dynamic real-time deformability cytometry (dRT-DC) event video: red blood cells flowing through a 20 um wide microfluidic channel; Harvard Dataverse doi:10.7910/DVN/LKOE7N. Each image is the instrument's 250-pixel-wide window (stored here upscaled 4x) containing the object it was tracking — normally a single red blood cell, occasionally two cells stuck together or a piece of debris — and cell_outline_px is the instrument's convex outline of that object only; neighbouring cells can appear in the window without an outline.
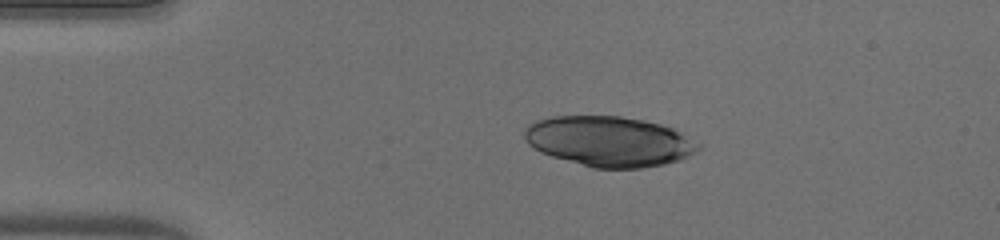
{"species": "human", "species_latin": "Homo sapiens", "temperature_condition": "warm", "stored_images_in_passage": 40, "camera_frame_rate_fps": 3000, "um_per_image_px": 0.085, "donor": {"sex": "male"}, "frame": {"image": 1, "passage_image": 1, "time_ms": 0.0, "image_size_px": [1000, 240], "cell_outline_px": [[704, 148], [680, 160], [664, 164], [640, 168], [592, 168], [552, 156], [540, 152], [528, 144], [524, 136], [524, 128], [528, 124], [536, 120], [552, 116], [620, 116], [644, 120], [660, 124], [672, 128], [704, 144]], "centroid_in_image_um": [51.81, 12.01], "position_along_channel_um": 33.2, "area_um2": 51.27}}
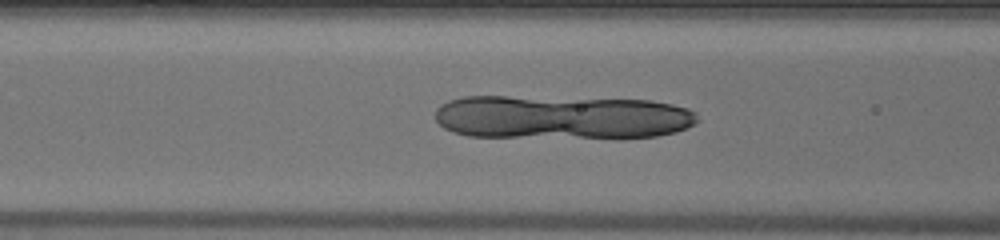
{"frame": {"image": 2, "passage_image": 11, "time_ms": 3.333, "image_size_px": [1000, 240], "cell_outline_px": [[700, 120], [696, 124], [676, 132], [656, 136], [468, 136], [452, 132], [444, 128], [436, 120], [436, 108], [440, 104], [448, 100], [464, 96], [508, 96], [652, 100], [672, 104], [688, 108], [696, 112]], "centroid_in_image_um": [47.75, 9.93], "position_along_channel_um": 118.9, "area_um2": 66.82}}
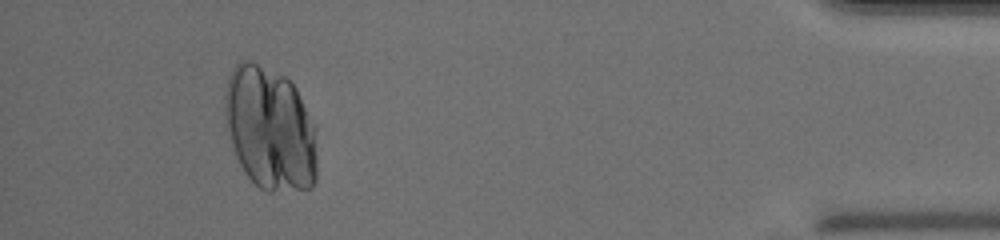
{"frame": {"image": 3, "passage_image": 37, "time_ms": 12.0, "image_size_px": [1000, 240], "cell_outline_px": [[316, 180], [312, 188], [272, 192], [268, 192], [260, 188], [244, 172], [236, 156], [228, 132], [224, 116], [224, 96], [228, 76], [232, 68], [240, 60], [248, 60], [284, 76], [296, 88], [316, 124]], "centroid_in_image_um": [22.96, 10.94], "position_along_channel_um": 412.2, "area_um2": 67.11}}